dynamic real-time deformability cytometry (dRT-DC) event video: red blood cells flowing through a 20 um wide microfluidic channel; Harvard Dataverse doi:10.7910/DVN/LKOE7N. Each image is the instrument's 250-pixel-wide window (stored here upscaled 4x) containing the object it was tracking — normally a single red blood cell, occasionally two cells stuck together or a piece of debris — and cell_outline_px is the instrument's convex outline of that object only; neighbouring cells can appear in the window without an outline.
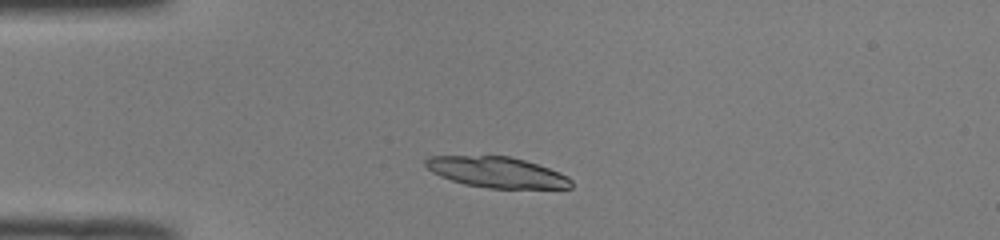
{"species": "common noctule bat (a hibernating species)", "species_latin": "Nyctalus noctula", "temperature_condition": "room temperature", "stored_images_in_passage": 39, "camera_frame_rate_fps": 3000, "um_per_image_px": 0.085, "animal": {"sex": "male", "body_mass_g": 19.0, "forearm_length_mm": 50.8}, "frame": {"image": 1, "passage_image": 1, "time_ms": 0.0, "image_size_px": [1000, 240], "cell_outline_px": [[572, 188], [488, 188], [464, 184], [440, 176], [432, 172], [424, 164], [424, 160], [428, 156], [508, 156], [524, 160], [560, 172], [568, 176], [572, 180]], "centroid_in_image_um": [42.23, 14.64], "position_along_channel_um": 42.8, "area_um2": 25.95}}
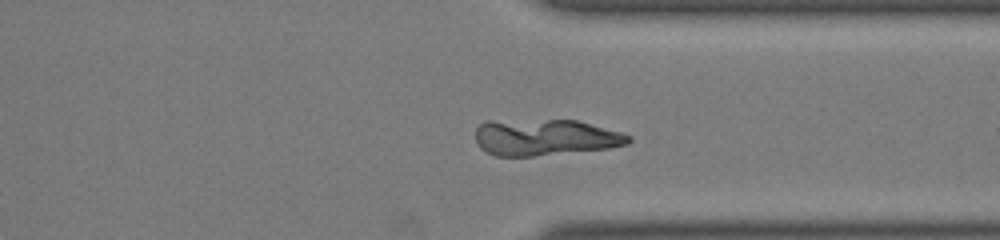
{"frame": {"image": 2, "passage_image": 27, "time_ms": 8.667, "image_size_px": [1000, 240], "cell_outline_px": [[632, 140], [628, 144], [608, 148], [532, 156], [496, 156], [480, 148], [476, 140], [476, 128], [484, 120], [576, 120], [620, 132], [632, 136]], "centroid_in_image_um": [46.31, 11.67], "position_along_channel_um": 365.1, "area_um2": 32.37}}